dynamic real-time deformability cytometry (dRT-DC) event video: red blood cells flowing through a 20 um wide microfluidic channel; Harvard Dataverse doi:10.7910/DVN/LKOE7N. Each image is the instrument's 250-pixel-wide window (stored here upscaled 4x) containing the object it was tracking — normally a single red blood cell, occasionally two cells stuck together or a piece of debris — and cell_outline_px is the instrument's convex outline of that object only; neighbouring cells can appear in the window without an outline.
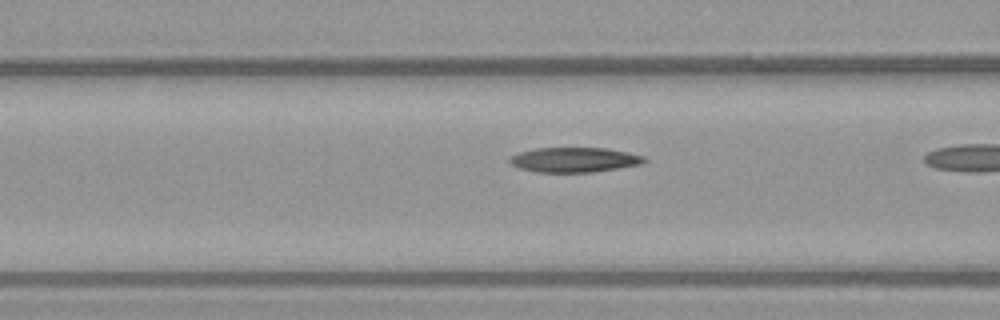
{"species": "common noctule bat (a hibernating species)", "species_latin": "Nyctalus noctula", "temperature_condition": "warm", "stored_images_in_passage": 23, "camera_frame_rate_fps": 3000, "um_per_image_px": 0.085, "animal": {"sex": "female", "body_mass_g": 21.9}, "frame": {"image": 1, "passage_image": 19, "time_ms": 6.0, "image_size_px": [1000, 320], "cell_outline_px": [[648, 160], [640, 164], [592, 172], [536, 172], [520, 168], [512, 164], [508, 160], [508, 156], [520, 152], [536, 148], [608, 148], [628, 152], [644, 156]], "centroid_in_image_um": [48.8, 13.57], "position_along_channel_um": 117.8, "area_um2": 19.42}}
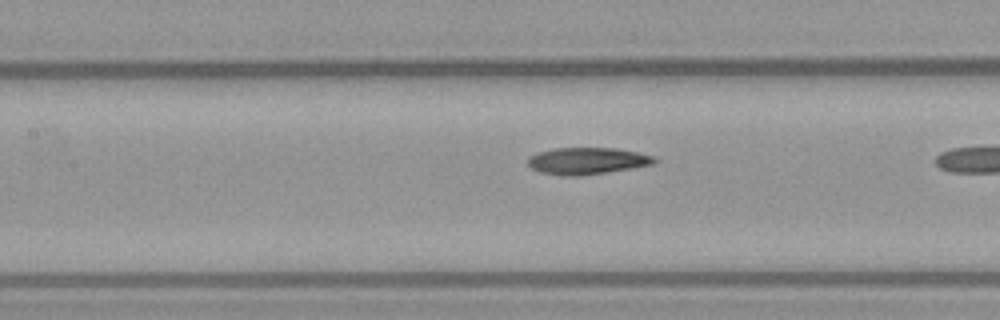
{"frame": {"image": 2, "passage_image": 22, "time_ms": 7.0, "image_size_px": [1000, 320], "cell_outline_px": [[660, 160], [656, 164], [608, 172], [580, 176], [564, 176], [540, 172], [532, 168], [528, 164], [528, 156], [540, 152], [556, 148], [616, 148], [656, 156]], "centroid_in_image_um": [49.97, 13.68], "position_along_channel_um": 157.4, "area_um2": 19.94}}